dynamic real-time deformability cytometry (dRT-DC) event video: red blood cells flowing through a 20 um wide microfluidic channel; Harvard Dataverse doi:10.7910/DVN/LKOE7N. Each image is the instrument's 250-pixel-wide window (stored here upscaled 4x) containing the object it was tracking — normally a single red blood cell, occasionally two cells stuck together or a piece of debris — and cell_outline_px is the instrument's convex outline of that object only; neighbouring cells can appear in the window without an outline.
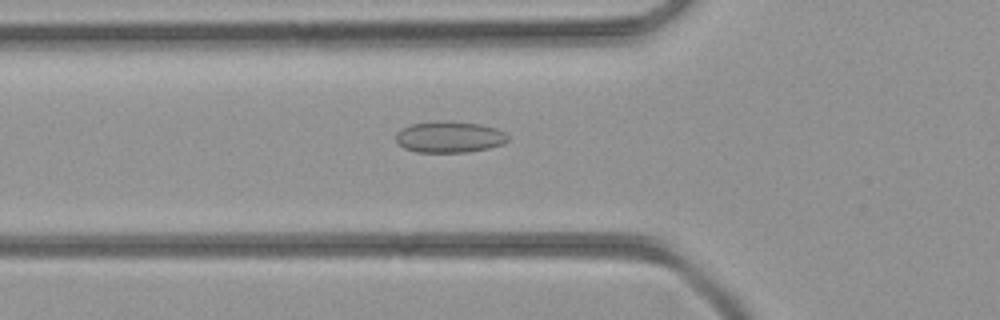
{"species": "common noctule bat (a hibernating species)", "species_latin": "Nyctalus noctula", "temperature_condition": "room temperature", "stored_images_in_passage": 29, "camera_frame_rate_fps": 3000, "um_per_image_px": 0.085, "animal": {"sex": "female", "body_mass_g": 21.9}, "frame": {"image": 1, "passage_image": 5, "time_ms": 1.333, "image_size_px": [1000, 320], "cell_outline_px": [[508, 140], [504, 144], [488, 148], [464, 152], [416, 152], [404, 148], [396, 144], [396, 132], [400, 128], [412, 124], [436, 120], [444, 120], [480, 124], [496, 128], [504, 132], [508, 136]], "centroid_in_image_um": [38.16, 11.63], "position_along_channel_um": 87.6, "area_um2": 20.69}}
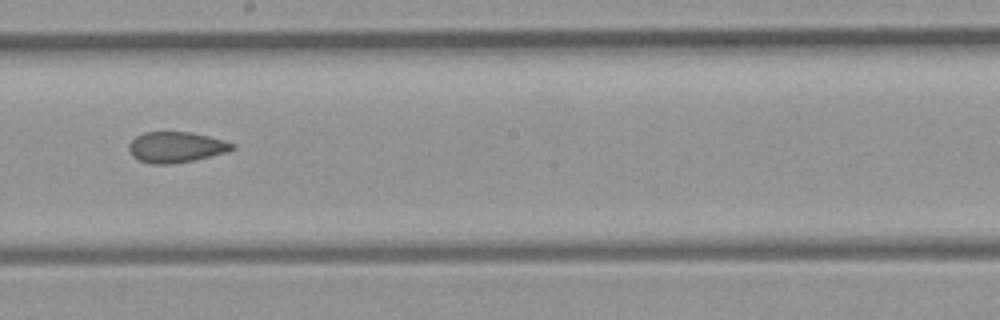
{"frame": {"image": 2, "passage_image": 14, "time_ms": 4.333, "image_size_px": [1000, 320], "cell_outline_px": [[236, 148], [228, 152], [192, 160], [168, 164], [152, 164], [140, 160], [132, 156], [128, 148], [128, 144], [136, 136], [144, 132], [192, 132], [224, 140], [236, 144]], "centroid_in_image_um": [14.98, 12.5], "position_along_channel_um": 233.2, "area_um2": 18.5}}
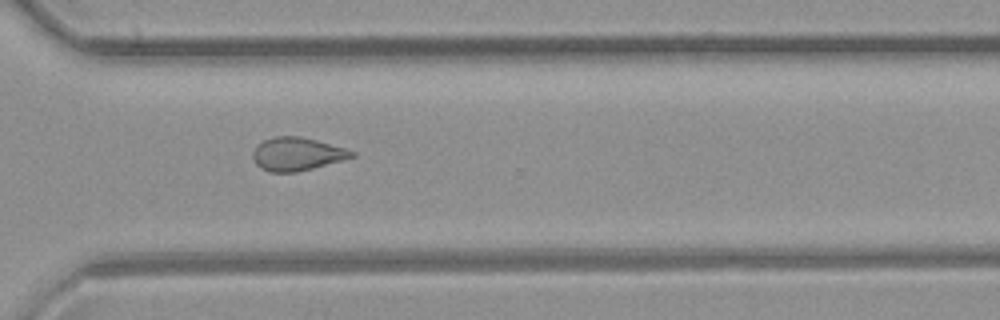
{"frame": {"image": 3, "passage_image": 21, "time_ms": 6.667, "image_size_px": [1000, 320], "cell_outline_px": [[356, 156], [312, 168], [296, 172], [268, 172], [260, 168], [256, 164], [252, 156], [252, 152], [264, 140], [276, 136], [300, 136], [316, 140], [344, 148], [356, 152]], "centroid_in_image_um": [25.23, 13.09], "position_along_channel_um": 345.4, "area_um2": 18.9}}